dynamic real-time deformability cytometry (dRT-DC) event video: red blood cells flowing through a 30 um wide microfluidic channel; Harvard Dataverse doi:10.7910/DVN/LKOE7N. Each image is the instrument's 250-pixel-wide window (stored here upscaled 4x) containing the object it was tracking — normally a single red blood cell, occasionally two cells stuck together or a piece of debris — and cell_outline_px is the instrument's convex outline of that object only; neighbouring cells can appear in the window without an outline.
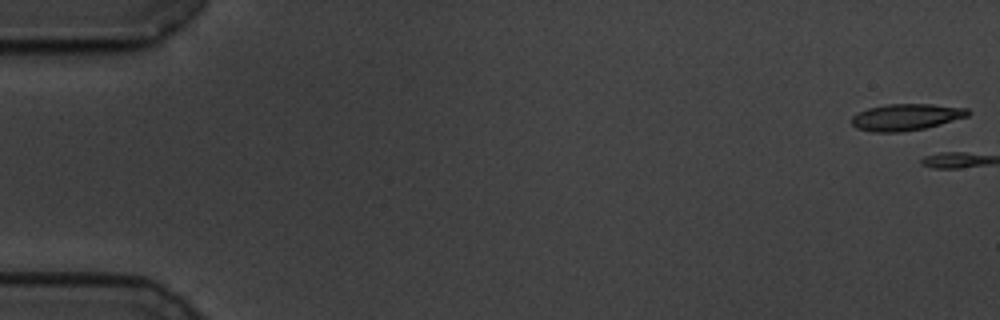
{"species": "common noctule bat (a hibernating species)", "species_latin": "Nyctalus noctula", "temperature_condition": "cold", "stored_images_in_passage": 2, "camera_frame_rate_fps": 3000, "um_per_image_px": 0.085, "animal": {"sex": "male", "body_mass_g": 19.5, "forearm_length_mm": 54.6}, "frame": {"image": 1, "passage_image": 1, "time_ms": 0.0, "image_size_px": [1000, 320], "cell_outline_px": [[972, 112], [968, 116], [940, 124], [924, 128], [900, 132], [872, 132], [856, 128], [852, 124], [852, 116], [856, 112], [868, 108], [888, 104], [932, 104], [968, 108]], "centroid_in_image_um": [77.01, 9.95], "position_along_channel_um": 8.0, "area_um2": 18.09}}